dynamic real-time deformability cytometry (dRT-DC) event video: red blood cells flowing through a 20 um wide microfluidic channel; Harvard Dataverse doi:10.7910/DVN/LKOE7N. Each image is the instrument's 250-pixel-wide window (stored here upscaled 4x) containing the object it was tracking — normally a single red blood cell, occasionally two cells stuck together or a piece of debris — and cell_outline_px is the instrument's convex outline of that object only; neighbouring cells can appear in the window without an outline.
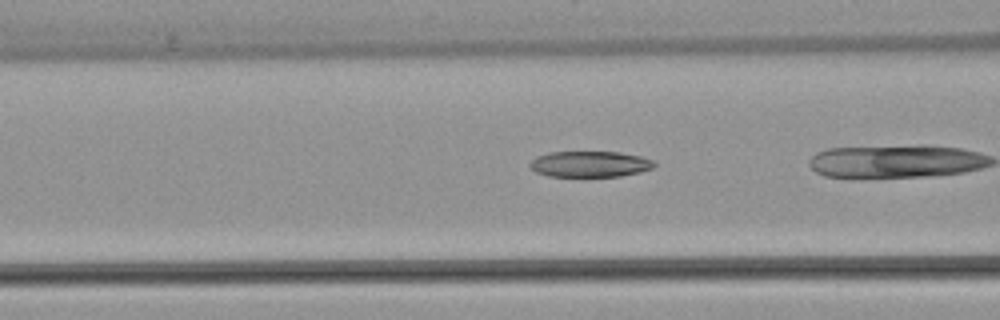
{"species": "common noctule bat (a hibernating species)", "species_latin": "Nyctalus noctula", "temperature_condition": "warm", "stored_images_in_passage": 28, "segment_of_instrument_passage": [2, 2], "camera_frame_rate_fps": 3000, "um_per_image_px": 0.085, "animal": {"sex": "female", "body_mass_g": 22.7, "forearm_length_mm": 54.2}, "frame": {"image": 1, "passage_image": 18, "time_ms": 5.667, "image_size_px": [1000, 320], "cell_outline_px": [[656, 164], [652, 168], [640, 172], [620, 176], [548, 176], [536, 172], [528, 164], [536, 156], [548, 152], [620, 152], [640, 156], [656, 160]], "centroid_in_image_um": [50.16, 13.94], "position_along_channel_um": 116.4, "area_um2": 18.84}}